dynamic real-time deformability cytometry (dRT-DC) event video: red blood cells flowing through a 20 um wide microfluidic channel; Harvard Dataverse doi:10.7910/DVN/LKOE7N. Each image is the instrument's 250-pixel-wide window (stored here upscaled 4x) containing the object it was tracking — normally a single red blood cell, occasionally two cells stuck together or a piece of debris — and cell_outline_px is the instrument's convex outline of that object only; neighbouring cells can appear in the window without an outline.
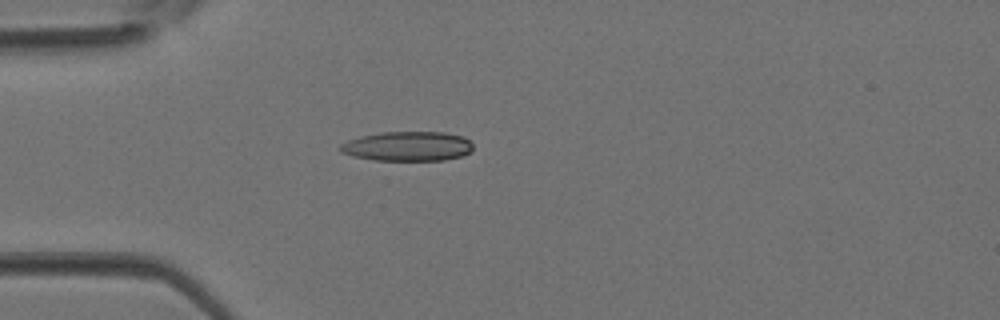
{"species": "Egyptian fruit bat (a non-hibernating species)", "species_latin": "Rousettus aegyptiacus", "temperature_condition": "room temperature", "stored_images_in_passage": 3, "camera_frame_rate_fps": 3000, "um_per_image_px": 0.085, "animal": {"sex": "female"}, "frame": {"image": 1, "passage_image": 3, "time_ms": 0.667, "image_size_px": [1000, 320], "cell_outline_px": [[472, 152], [460, 156], [444, 160], [372, 160], [352, 156], [340, 152], [340, 144], [348, 140], [360, 136], [380, 132], [444, 132], [464, 136], [472, 144]], "centroid_in_image_um": [34.63, 12.43], "position_along_channel_um": 50.4, "area_um2": 23.0}}